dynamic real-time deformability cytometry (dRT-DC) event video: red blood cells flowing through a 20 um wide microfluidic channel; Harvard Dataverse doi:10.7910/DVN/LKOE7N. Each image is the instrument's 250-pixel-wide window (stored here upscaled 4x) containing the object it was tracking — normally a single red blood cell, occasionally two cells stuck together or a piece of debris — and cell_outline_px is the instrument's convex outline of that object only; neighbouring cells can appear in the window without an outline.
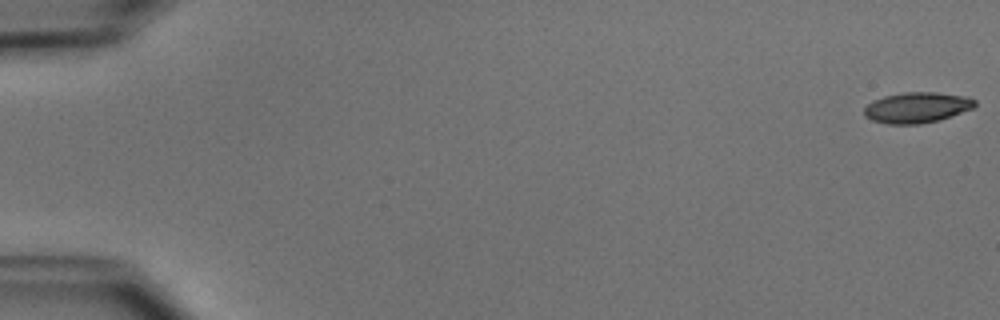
{"species": "common noctule bat (a hibernating species)", "species_latin": "Nyctalus noctula", "temperature_condition": "cold", "stored_images_in_passage": 52, "camera_frame_rate_fps": 3000, "um_per_image_px": 0.085, "animal": {"sex": "male", "body_mass_g": 15.6}, "frame": {"image": 1, "passage_image": 1, "time_ms": 0.0, "image_size_px": [1000, 320], "cell_outline_px": [[976, 104], [972, 108], [936, 120], [920, 124], [888, 124], [872, 120], [864, 116], [864, 108], [872, 100], [884, 96], [904, 92], [936, 92], [968, 96], [976, 100]], "centroid_in_image_um": [77.9, 9.12], "position_along_channel_um": 7.1, "area_um2": 19.65}}
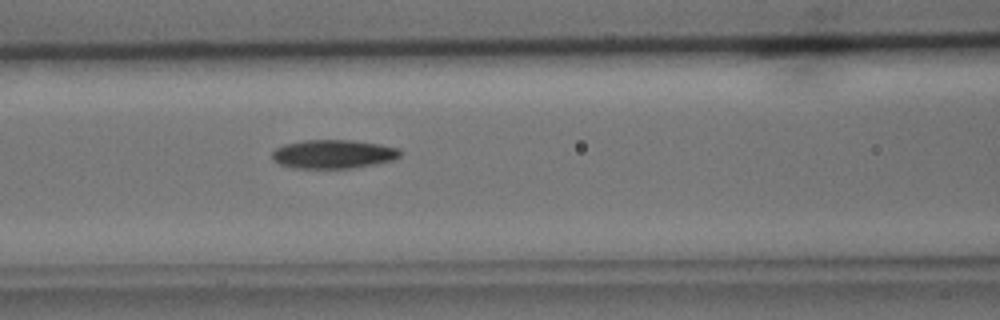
{"frame": {"image": 2, "passage_image": 23, "time_ms": 7.333, "image_size_px": [1000, 320], "cell_outline_px": [[404, 152], [400, 156], [392, 160], [376, 164], [352, 168], [292, 168], [280, 164], [272, 160], [272, 152], [276, 148], [284, 144], [304, 140], [352, 140], [380, 144], [400, 148]], "centroid_in_image_um": [28.35, 13.09], "position_along_channel_um": 138.2, "area_um2": 21.68}}
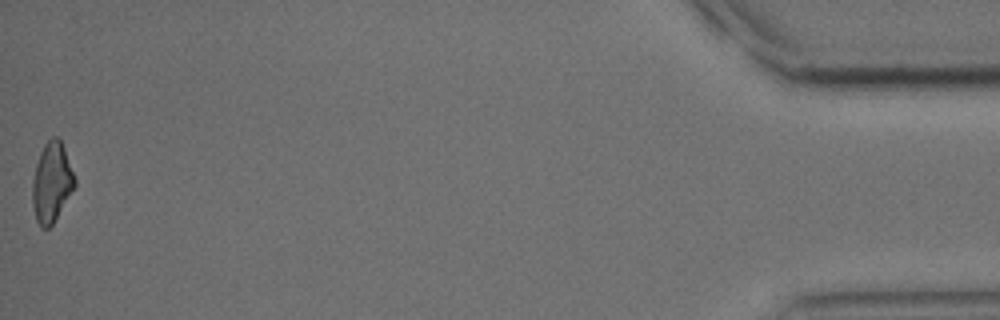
{"frame": {"image": 3, "passage_image": 52, "time_ms": 17.0, "image_size_px": [1000, 320], "cell_outline_px": [[76, 184], [52, 224], [48, 228], [40, 228], [36, 220], [32, 204], [32, 180], [36, 164], [40, 152], [44, 144], [52, 136], [56, 136], [60, 140], [64, 148], [76, 180]], "centroid_in_image_um": [4.37, 15.5], "position_along_channel_um": 430.8, "area_um2": 19.48}, "authors_computed_cell_mechanics": {"area_um2": 20.3456, "velocity_mm_per_s": 3.9378, "shape_relaxation_time_tau1_ms": 5.085, "shape_relaxation_time_tau2_ms": null, "deformation_change_tau1": 0.1394, "deformation_change_tau2": null}}